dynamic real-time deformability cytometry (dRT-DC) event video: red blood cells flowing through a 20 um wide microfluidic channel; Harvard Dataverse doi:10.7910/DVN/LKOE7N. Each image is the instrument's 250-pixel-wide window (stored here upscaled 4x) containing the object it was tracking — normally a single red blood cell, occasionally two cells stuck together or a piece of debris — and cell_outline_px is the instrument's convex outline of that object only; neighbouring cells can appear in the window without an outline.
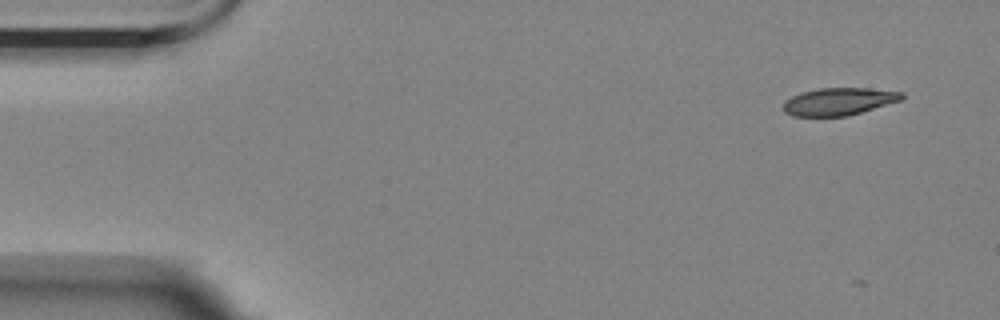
{"species": "Egyptian fruit bat (a non-hibernating species)", "species_latin": "Rousettus aegyptiacus", "temperature_condition": "room temperature", "stored_images_in_passage": 6, "camera_frame_rate_fps": 3000, "um_per_image_px": 0.085, "animal": {"sex": "female"}, "frame": {"image": 1, "passage_image": 1, "time_ms": 0.0, "image_size_px": [1000, 320], "cell_outline_px": [[904, 96], [900, 100], [848, 116], [792, 116], [784, 112], [784, 100], [800, 92], [820, 88], [864, 88], [904, 92]], "centroid_in_image_um": [71.26, 8.62], "position_along_channel_um": 13.7, "area_um2": 18.84}}